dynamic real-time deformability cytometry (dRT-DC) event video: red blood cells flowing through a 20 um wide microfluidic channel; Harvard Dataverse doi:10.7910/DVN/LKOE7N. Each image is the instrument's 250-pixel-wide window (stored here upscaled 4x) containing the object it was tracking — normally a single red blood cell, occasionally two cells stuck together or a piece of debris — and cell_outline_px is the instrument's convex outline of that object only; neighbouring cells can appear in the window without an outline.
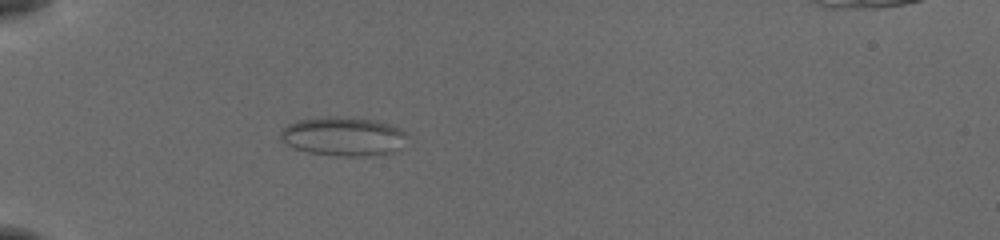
{"species": "common noctule bat (a hibernating species)", "species_latin": "Nyctalus noctula", "temperature_condition": "cold", "stored_images_in_passage": 25, "camera_frame_rate_fps": 3000, "um_per_image_px": 0.085, "animal": {"sex": "female", "body_mass_g": 19.5, "forearm_length_mm": 54.1}, "frame": {"image": 1, "passage_image": 1, "time_ms": 0.0, "image_size_px": [1000, 240], "cell_outline_px": [[404, 136], [400, 148], [396, 152], [364, 156], [336, 156], [308, 152], [296, 148], [280, 140], [280, 132], [288, 124], [300, 120], [328, 116], [336, 116], [372, 120], [388, 124], [404, 132]], "centroid_in_image_um": [29.13, 11.6], "position_along_channel_um": 55.9, "area_um2": 28.26}}
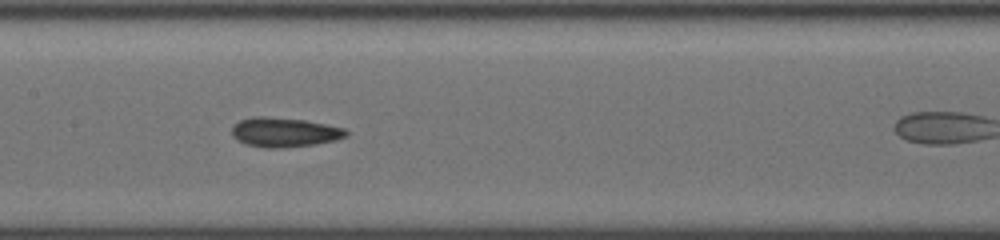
{"frame": {"image": 2, "passage_image": 8, "time_ms": 2.333, "image_size_px": [1000, 240], "cell_outline_px": [[348, 136], [336, 140], [316, 144], [284, 148], [264, 148], [244, 144], [236, 140], [232, 136], [232, 128], [240, 120], [256, 116], [264, 116], [304, 120], [344, 128], [348, 132]], "centroid_in_image_um": [24.16, 11.26], "position_along_channel_um": 183.2, "area_um2": 19.71}}
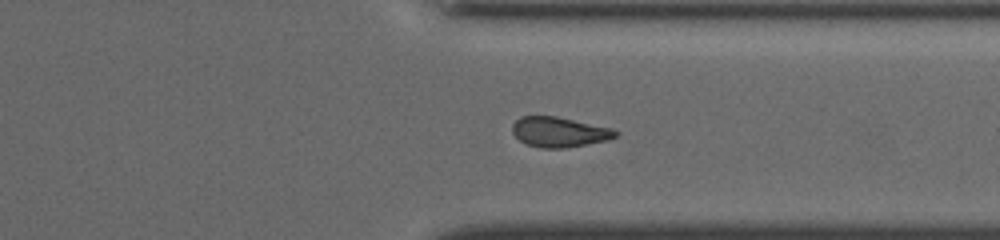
{"frame": {"image": 3, "passage_image": 22, "time_ms": 7.0, "image_size_px": [1000, 240], "cell_outline_px": [[620, 132], [616, 136], [608, 140], [564, 148], [540, 148], [528, 144], [520, 140], [512, 132], [512, 124], [520, 116], [556, 116], [612, 128]], "centroid_in_image_um": [47.53, 11.21], "position_along_channel_um": 363.9, "area_um2": 18.03}}